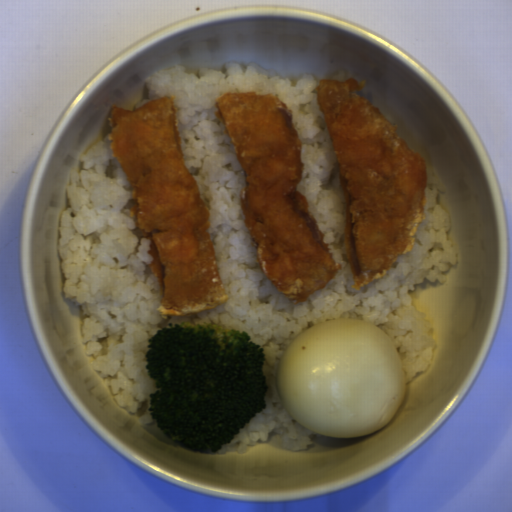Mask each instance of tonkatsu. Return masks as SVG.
<instances>
[{"label": "tonkatsu", "instance_id": "1", "mask_svg": "<svg viewBox=\"0 0 512 512\" xmlns=\"http://www.w3.org/2000/svg\"><path fill=\"white\" fill-rule=\"evenodd\" d=\"M113 157L130 186V215L151 242L163 318L193 317L228 298L214 252L211 213L184 161L176 108L157 97L136 110L114 106L107 118Z\"/></svg>", "mask_w": 512, "mask_h": 512}, {"label": "tonkatsu", "instance_id": "2", "mask_svg": "<svg viewBox=\"0 0 512 512\" xmlns=\"http://www.w3.org/2000/svg\"><path fill=\"white\" fill-rule=\"evenodd\" d=\"M364 80H319L320 105L343 191L344 244L355 291L410 253L426 211L427 164L379 107Z\"/></svg>", "mask_w": 512, "mask_h": 512}, {"label": "tonkatsu", "instance_id": "3", "mask_svg": "<svg viewBox=\"0 0 512 512\" xmlns=\"http://www.w3.org/2000/svg\"><path fill=\"white\" fill-rule=\"evenodd\" d=\"M215 113L245 174L240 205L259 268L286 299L307 301L341 264L298 190L304 165L292 111L271 94L226 92Z\"/></svg>", "mask_w": 512, "mask_h": 512}]
</instances>
